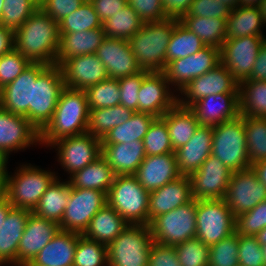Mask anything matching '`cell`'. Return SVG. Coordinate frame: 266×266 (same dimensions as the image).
Returning <instances> with one entry per match:
<instances>
[{
    "mask_svg": "<svg viewBox=\"0 0 266 266\" xmlns=\"http://www.w3.org/2000/svg\"><path fill=\"white\" fill-rule=\"evenodd\" d=\"M247 151L252 165L266 160V118L244 116Z\"/></svg>",
    "mask_w": 266,
    "mask_h": 266,
    "instance_id": "7bdbcfd3",
    "label": "cell"
},
{
    "mask_svg": "<svg viewBox=\"0 0 266 266\" xmlns=\"http://www.w3.org/2000/svg\"><path fill=\"white\" fill-rule=\"evenodd\" d=\"M213 142L211 154L217 157L230 171L250 168L244 116L212 127Z\"/></svg>",
    "mask_w": 266,
    "mask_h": 266,
    "instance_id": "8992f818",
    "label": "cell"
},
{
    "mask_svg": "<svg viewBox=\"0 0 266 266\" xmlns=\"http://www.w3.org/2000/svg\"><path fill=\"white\" fill-rule=\"evenodd\" d=\"M3 2L4 0H0V24H1V17H2Z\"/></svg>",
    "mask_w": 266,
    "mask_h": 266,
    "instance_id": "2a66077c",
    "label": "cell"
},
{
    "mask_svg": "<svg viewBox=\"0 0 266 266\" xmlns=\"http://www.w3.org/2000/svg\"><path fill=\"white\" fill-rule=\"evenodd\" d=\"M266 227V199L252 210L235 217V232L238 235L255 236Z\"/></svg>",
    "mask_w": 266,
    "mask_h": 266,
    "instance_id": "816d5d0a",
    "label": "cell"
},
{
    "mask_svg": "<svg viewBox=\"0 0 266 266\" xmlns=\"http://www.w3.org/2000/svg\"><path fill=\"white\" fill-rule=\"evenodd\" d=\"M34 1L40 5L44 0H34Z\"/></svg>",
    "mask_w": 266,
    "mask_h": 266,
    "instance_id": "b9fcfbb0",
    "label": "cell"
},
{
    "mask_svg": "<svg viewBox=\"0 0 266 266\" xmlns=\"http://www.w3.org/2000/svg\"><path fill=\"white\" fill-rule=\"evenodd\" d=\"M148 266H181L174 246L153 242L148 258Z\"/></svg>",
    "mask_w": 266,
    "mask_h": 266,
    "instance_id": "91938a15",
    "label": "cell"
},
{
    "mask_svg": "<svg viewBox=\"0 0 266 266\" xmlns=\"http://www.w3.org/2000/svg\"><path fill=\"white\" fill-rule=\"evenodd\" d=\"M14 49V31L0 24V57Z\"/></svg>",
    "mask_w": 266,
    "mask_h": 266,
    "instance_id": "e7e4bbea",
    "label": "cell"
},
{
    "mask_svg": "<svg viewBox=\"0 0 266 266\" xmlns=\"http://www.w3.org/2000/svg\"><path fill=\"white\" fill-rule=\"evenodd\" d=\"M94 7L100 21L103 23L118 11L123 9L128 0H89Z\"/></svg>",
    "mask_w": 266,
    "mask_h": 266,
    "instance_id": "94428289",
    "label": "cell"
},
{
    "mask_svg": "<svg viewBox=\"0 0 266 266\" xmlns=\"http://www.w3.org/2000/svg\"><path fill=\"white\" fill-rule=\"evenodd\" d=\"M6 198V182H0V202Z\"/></svg>",
    "mask_w": 266,
    "mask_h": 266,
    "instance_id": "753ad0ef",
    "label": "cell"
},
{
    "mask_svg": "<svg viewBox=\"0 0 266 266\" xmlns=\"http://www.w3.org/2000/svg\"><path fill=\"white\" fill-rule=\"evenodd\" d=\"M235 232V217L224 199L196 200V236L212 246Z\"/></svg>",
    "mask_w": 266,
    "mask_h": 266,
    "instance_id": "9c48e42d",
    "label": "cell"
},
{
    "mask_svg": "<svg viewBox=\"0 0 266 266\" xmlns=\"http://www.w3.org/2000/svg\"><path fill=\"white\" fill-rule=\"evenodd\" d=\"M193 199L191 182L188 176L181 175L150 192L148 207V225L157 216L170 212Z\"/></svg>",
    "mask_w": 266,
    "mask_h": 266,
    "instance_id": "484cf974",
    "label": "cell"
},
{
    "mask_svg": "<svg viewBox=\"0 0 266 266\" xmlns=\"http://www.w3.org/2000/svg\"><path fill=\"white\" fill-rule=\"evenodd\" d=\"M148 73V71L142 70L136 75H130L118 79L121 95L120 105H123L134 112H138V92L142 80Z\"/></svg>",
    "mask_w": 266,
    "mask_h": 266,
    "instance_id": "11a10c76",
    "label": "cell"
},
{
    "mask_svg": "<svg viewBox=\"0 0 266 266\" xmlns=\"http://www.w3.org/2000/svg\"><path fill=\"white\" fill-rule=\"evenodd\" d=\"M59 46V23L41 8L14 31V49L31 63L54 65Z\"/></svg>",
    "mask_w": 266,
    "mask_h": 266,
    "instance_id": "6da1fadb",
    "label": "cell"
},
{
    "mask_svg": "<svg viewBox=\"0 0 266 266\" xmlns=\"http://www.w3.org/2000/svg\"><path fill=\"white\" fill-rule=\"evenodd\" d=\"M8 158L0 153V182H6Z\"/></svg>",
    "mask_w": 266,
    "mask_h": 266,
    "instance_id": "a7ac6f4b",
    "label": "cell"
},
{
    "mask_svg": "<svg viewBox=\"0 0 266 266\" xmlns=\"http://www.w3.org/2000/svg\"><path fill=\"white\" fill-rule=\"evenodd\" d=\"M234 217L252 210L266 199V187L252 168L233 172L223 198Z\"/></svg>",
    "mask_w": 266,
    "mask_h": 266,
    "instance_id": "9a60e30c",
    "label": "cell"
},
{
    "mask_svg": "<svg viewBox=\"0 0 266 266\" xmlns=\"http://www.w3.org/2000/svg\"><path fill=\"white\" fill-rule=\"evenodd\" d=\"M39 8L34 0H4L1 25L16 31Z\"/></svg>",
    "mask_w": 266,
    "mask_h": 266,
    "instance_id": "7dc6e473",
    "label": "cell"
},
{
    "mask_svg": "<svg viewBox=\"0 0 266 266\" xmlns=\"http://www.w3.org/2000/svg\"><path fill=\"white\" fill-rule=\"evenodd\" d=\"M70 191V183L67 180L61 181L57 177L40 198L33 213L38 217L59 224L68 204Z\"/></svg>",
    "mask_w": 266,
    "mask_h": 266,
    "instance_id": "e575fe53",
    "label": "cell"
},
{
    "mask_svg": "<svg viewBox=\"0 0 266 266\" xmlns=\"http://www.w3.org/2000/svg\"><path fill=\"white\" fill-rule=\"evenodd\" d=\"M168 129L173 150L187 144L197 130L199 123L189 107L176 103L162 117Z\"/></svg>",
    "mask_w": 266,
    "mask_h": 266,
    "instance_id": "836d02e7",
    "label": "cell"
},
{
    "mask_svg": "<svg viewBox=\"0 0 266 266\" xmlns=\"http://www.w3.org/2000/svg\"><path fill=\"white\" fill-rule=\"evenodd\" d=\"M251 168L258 176L260 182L266 187V160L252 165Z\"/></svg>",
    "mask_w": 266,
    "mask_h": 266,
    "instance_id": "03108f58",
    "label": "cell"
},
{
    "mask_svg": "<svg viewBox=\"0 0 266 266\" xmlns=\"http://www.w3.org/2000/svg\"><path fill=\"white\" fill-rule=\"evenodd\" d=\"M80 235L59 230L27 266H73Z\"/></svg>",
    "mask_w": 266,
    "mask_h": 266,
    "instance_id": "f1b7e54d",
    "label": "cell"
},
{
    "mask_svg": "<svg viewBox=\"0 0 266 266\" xmlns=\"http://www.w3.org/2000/svg\"><path fill=\"white\" fill-rule=\"evenodd\" d=\"M143 145L146 156H157L174 152L166 122L161 117L156 118L150 125L147 133L144 135Z\"/></svg>",
    "mask_w": 266,
    "mask_h": 266,
    "instance_id": "c3c4849f",
    "label": "cell"
},
{
    "mask_svg": "<svg viewBox=\"0 0 266 266\" xmlns=\"http://www.w3.org/2000/svg\"><path fill=\"white\" fill-rule=\"evenodd\" d=\"M31 62L13 49L0 57V90L14 81Z\"/></svg>",
    "mask_w": 266,
    "mask_h": 266,
    "instance_id": "f5cc1de1",
    "label": "cell"
},
{
    "mask_svg": "<svg viewBox=\"0 0 266 266\" xmlns=\"http://www.w3.org/2000/svg\"><path fill=\"white\" fill-rule=\"evenodd\" d=\"M13 206L10 204L9 200L5 198L2 202H0V230L2 228V224L4 223V220L6 219L9 210Z\"/></svg>",
    "mask_w": 266,
    "mask_h": 266,
    "instance_id": "003e7915",
    "label": "cell"
},
{
    "mask_svg": "<svg viewBox=\"0 0 266 266\" xmlns=\"http://www.w3.org/2000/svg\"><path fill=\"white\" fill-rule=\"evenodd\" d=\"M60 230L54 221L29 215L17 252V266H27Z\"/></svg>",
    "mask_w": 266,
    "mask_h": 266,
    "instance_id": "603a6c76",
    "label": "cell"
},
{
    "mask_svg": "<svg viewBox=\"0 0 266 266\" xmlns=\"http://www.w3.org/2000/svg\"><path fill=\"white\" fill-rule=\"evenodd\" d=\"M149 195L134 175H117L107 193V204L129 225H148Z\"/></svg>",
    "mask_w": 266,
    "mask_h": 266,
    "instance_id": "5b68a950",
    "label": "cell"
},
{
    "mask_svg": "<svg viewBox=\"0 0 266 266\" xmlns=\"http://www.w3.org/2000/svg\"><path fill=\"white\" fill-rule=\"evenodd\" d=\"M179 93L181 96L177 95V103L183 107H190L209 95L239 93V83L228 69L219 63L205 74L189 81Z\"/></svg>",
    "mask_w": 266,
    "mask_h": 266,
    "instance_id": "5bb4252c",
    "label": "cell"
},
{
    "mask_svg": "<svg viewBox=\"0 0 266 266\" xmlns=\"http://www.w3.org/2000/svg\"><path fill=\"white\" fill-rule=\"evenodd\" d=\"M89 109H99L120 105V89L118 79L107 78L86 90Z\"/></svg>",
    "mask_w": 266,
    "mask_h": 266,
    "instance_id": "f6af8a7d",
    "label": "cell"
},
{
    "mask_svg": "<svg viewBox=\"0 0 266 266\" xmlns=\"http://www.w3.org/2000/svg\"><path fill=\"white\" fill-rule=\"evenodd\" d=\"M144 22L135 10L127 4L112 17L102 23L104 34L109 38L129 40L142 28Z\"/></svg>",
    "mask_w": 266,
    "mask_h": 266,
    "instance_id": "b9f144b4",
    "label": "cell"
},
{
    "mask_svg": "<svg viewBox=\"0 0 266 266\" xmlns=\"http://www.w3.org/2000/svg\"><path fill=\"white\" fill-rule=\"evenodd\" d=\"M255 237L257 238L261 246L266 245V227L263 228L260 232H258Z\"/></svg>",
    "mask_w": 266,
    "mask_h": 266,
    "instance_id": "2644e50d",
    "label": "cell"
},
{
    "mask_svg": "<svg viewBox=\"0 0 266 266\" xmlns=\"http://www.w3.org/2000/svg\"><path fill=\"white\" fill-rule=\"evenodd\" d=\"M133 114L134 111L123 105L90 109L87 132L102 140L112 128L123 124Z\"/></svg>",
    "mask_w": 266,
    "mask_h": 266,
    "instance_id": "74e56055",
    "label": "cell"
},
{
    "mask_svg": "<svg viewBox=\"0 0 266 266\" xmlns=\"http://www.w3.org/2000/svg\"><path fill=\"white\" fill-rule=\"evenodd\" d=\"M102 156L115 175H134L146 157L143 141L102 144Z\"/></svg>",
    "mask_w": 266,
    "mask_h": 266,
    "instance_id": "f546056e",
    "label": "cell"
},
{
    "mask_svg": "<svg viewBox=\"0 0 266 266\" xmlns=\"http://www.w3.org/2000/svg\"><path fill=\"white\" fill-rule=\"evenodd\" d=\"M265 36L226 39L220 48L221 63L240 84L249 79Z\"/></svg>",
    "mask_w": 266,
    "mask_h": 266,
    "instance_id": "7c38bea8",
    "label": "cell"
},
{
    "mask_svg": "<svg viewBox=\"0 0 266 266\" xmlns=\"http://www.w3.org/2000/svg\"><path fill=\"white\" fill-rule=\"evenodd\" d=\"M64 88L61 69L55 64L48 65L32 81V124L39 132L51 120Z\"/></svg>",
    "mask_w": 266,
    "mask_h": 266,
    "instance_id": "30bf717a",
    "label": "cell"
},
{
    "mask_svg": "<svg viewBox=\"0 0 266 266\" xmlns=\"http://www.w3.org/2000/svg\"><path fill=\"white\" fill-rule=\"evenodd\" d=\"M59 67L65 87L74 90H86L108 78L104 63L96 54L66 59Z\"/></svg>",
    "mask_w": 266,
    "mask_h": 266,
    "instance_id": "44dd1931",
    "label": "cell"
},
{
    "mask_svg": "<svg viewBox=\"0 0 266 266\" xmlns=\"http://www.w3.org/2000/svg\"><path fill=\"white\" fill-rule=\"evenodd\" d=\"M96 55L104 63L109 78L119 79L142 71L127 40L105 37Z\"/></svg>",
    "mask_w": 266,
    "mask_h": 266,
    "instance_id": "7402d4cb",
    "label": "cell"
},
{
    "mask_svg": "<svg viewBox=\"0 0 266 266\" xmlns=\"http://www.w3.org/2000/svg\"><path fill=\"white\" fill-rule=\"evenodd\" d=\"M241 116L266 118V81L246 79L239 84Z\"/></svg>",
    "mask_w": 266,
    "mask_h": 266,
    "instance_id": "ab89813d",
    "label": "cell"
},
{
    "mask_svg": "<svg viewBox=\"0 0 266 266\" xmlns=\"http://www.w3.org/2000/svg\"><path fill=\"white\" fill-rule=\"evenodd\" d=\"M50 147H57V161L70 175L83 169L102 155L101 139L94 137L89 132L59 139Z\"/></svg>",
    "mask_w": 266,
    "mask_h": 266,
    "instance_id": "4fadbf2b",
    "label": "cell"
},
{
    "mask_svg": "<svg viewBox=\"0 0 266 266\" xmlns=\"http://www.w3.org/2000/svg\"><path fill=\"white\" fill-rule=\"evenodd\" d=\"M219 63H221L220 49L205 46L191 56L170 62L165 67L164 74L169 84L180 91L189 81L205 74Z\"/></svg>",
    "mask_w": 266,
    "mask_h": 266,
    "instance_id": "e0dca14e",
    "label": "cell"
},
{
    "mask_svg": "<svg viewBox=\"0 0 266 266\" xmlns=\"http://www.w3.org/2000/svg\"><path fill=\"white\" fill-rule=\"evenodd\" d=\"M226 39L240 38L245 36H265L260 8L240 7L231 10L226 19Z\"/></svg>",
    "mask_w": 266,
    "mask_h": 266,
    "instance_id": "d590c367",
    "label": "cell"
},
{
    "mask_svg": "<svg viewBox=\"0 0 266 266\" xmlns=\"http://www.w3.org/2000/svg\"><path fill=\"white\" fill-rule=\"evenodd\" d=\"M26 209L12 207L0 230V266H17V252L29 215Z\"/></svg>",
    "mask_w": 266,
    "mask_h": 266,
    "instance_id": "83f0119b",
    "label": "cell"
},
{
    "mask_svg": "<svg viewBox=\"0 0 266 266\" xmlns=\"http://www.w3.org/2000/svg\"><path fill=\"white\" fill-rule=\"evenodd\" d=\"M115 176L113 169L101 155L83 169L69 175L68 182L74 188L93 189L107 194Z\"/></svg>",
    "mask_w": 266,
    "mask_h": 266,
    "instance_id": "d6a6232c",
    "label": "cell"
},
{
    "mask_svg": "<svg viewBox=\"0 0 266 266\" xmlns=\"http://www.w3.org/2000/svg\"><path fill=\"white\" fill-rule=\"evenodd\" d=\"M40 145L39 130L24 116L13 114L0 107V153L9 154Z\"/></svg>",
    "mask_w": 266,
    "mask_h": 266,
    "instance_id": "d6986e66",
    "label": "cell"
},
{
    "mask_svg": "<svg viewBox=\"0 0 266 266\" xmlns=\"http://www.w3.org/2000/svg\"><path fill=\"white\" fill-rule=\"evenodd\" d=\"M128 4L144 23L163 21L168 18L161 0H128Z\"/></svg>",
    "mask_w": 266,
    "mask_h": 266,
    "instance_id": "6f0895ef",
    "label": "cell"
},
{
    "mask_svg": "<svg viewBox=\"0 0 266 266\" xmlns=\"http://www.w3.org/2000/svg\"><path fill=\"white\" fill-rule=\"evenodd\" d=\"M105 37L103 28L60 33V46L55 65L59 66L64 60L75 56L96 54Z\"/></svg>",
    "mask_w": 266,
    "mask_h": 266,
    "instance_id": "4dcf8cb0",
    "label": "cell"
},
{
    "mask_svg": "<svg viewBox=\"0 0 266 266\" xmlns=\"http://www.w3.org/2000/svg\"><path fill=\"white\" fill-rule=\"evenodd\" d=\"M205 46L203 41L195 33L191 32L185 25L178 21L174 26L167 47L166 66L176 59L195 54Z\"/></svg>",
    "mask_w": 266,
    "mask_h": 266,
    "instance_id": "60d3db41",
    "label": "cell"
},
{
    "mask_svg": "<svg viewBox=\"0 0 266 266\" xmlns=\"http://www.w3.org/2000/svg\"><path fill=\"white\" fill-rule=\"evenodd\" d=\"M238 265V234L236 232L210 246L208 266Z\"/></svg>",
    "mask_w": 266,
    "mask_h": 266,
    "instance_id": "f907efd6",
    "label": "cell"
},
{
    "mask_svg": "<svg viewBox=\"0 0 266 266\" xmlns=\"http://www.w3.org/2000/svg\"><path fill=\"white\" fill-rule=\"evenodd\" d=\"M263 0H238L240 7H260Z\"/></svg>",
    "mask_w": 266,
    "mask_h": 266,
    "instance_id": "89a4df30",
    "label": "cell"
},
{
    "mask_svg": "<svg viewBox=\"0 0 266 266\" xmlns=\"http://www.w3.org/2000/svg\"><path fill=\"white\" fill-rule=\"evenodd\" d=\"M44 63H30L11 83L0 90V107L24 116L32 123V81L47 67Z\"/></svg>",
    "mask_w": 266,
    "mask_h": 266,
    "instance_id": "ac0fdd59",
    "label": "cell"
},
{
    "mask_svg": "<svg viewBox=\"0 0 266 266\" xmlns=\"http://www.w3.org/2000/svg\"><path fill=\"white\" fill-rule=\"evenodd\" d=\"M174 247L181 266H208L210 247L197 237Z\"/></svg>",
    "mask_w": 266,
    "mask_h": 266,
    "instance_id": "681fc988",
    "label": "cell"
},
{
    "mask_svg": "<svg viewBox=\"0 0 266 266\" xmlns=\"http://www.w3.org/2000/svg\"><path fill=\"white\" fill-rule=\"evenodd\" d=\"M212 142V126L199 125L187 144L174 151L179 173L189 176L196 172L211 155Z\"/></svg>",
    "mask_w": 266,
    "mask_h": 266,
    "instance_id": "4316f807",
    "label": "cell"
},
{
    "mask_svg": "<svg viewBox=\"0 0 266 266\" xmlns=\"http://www.w3.org/2000/svg\"><path fill=\"white\" fill-rule=\"evenodd\" d=\"M261 248H262V252H263L264 261L266 263V245L261 246Z\"/></svg>",
    "mask_w": 266,
    "mask_h": 266,
    "instance_id": "11e5206c",
    "label": "cell"
},
{
    "mask_svg": "<svg viewBox=\"0 0 266 266\" xmlns=\"http://www.w3.org/2000/svg\"><path fill=\"white\" fill-rule=\"evenodd\" d=\"M153 242L176 246L196 236V200L161 214L149 223Z\"/></svg>",
    "mask_w": 266,
    "mask_h": 266,
    "instance_id": "ba28073f",
    "label": "cell"
},
{
    "mask_svg": "<svg viewBox=\"0 0 266 266\" xmlns=\"http://www.w3.org/2000/svg\"><path fill=\"white\" fill-rule=\"evenodd\" d=\"M107 204V194L102 191L71 187L60 230L83 234L91 219Z\"/></svg>",
    "mask_w": 266,
    "mask_h": 266,
    "instance_id": "8fae6325",
    "label": "cell"
},
{
    "mask_svg": "<svg viewBox=\"0 0 266 266\" xmlns=\"http://www.w3.org/2000/svg\"><path fill=\"white\" fill-rule=\"evenodd\" d=\"M153 243L149 225H128L108 247V266H148Z\"/></svg>",
    "mask_w": 266,
    "mask_h": 266,
    "instance_id": "52a82bcc",
    "label": "cell"
},
{
    "mask_svg": "<svg viewBox=\"0 0 266 266\" xmlns=\"http://www.w3.org/2000/svg\"><path fill=\"white\" fill-rule=\"evenodd\" d=\"M232 173L217 157L209 155L200 168L188 176L193 199H223Z\"/></svg>",
    "mask_w": 266,
    "mask_h": 266,
    "instance_id": "2e32d148",
    "label": "cell"
},
{
    "mask_svg": "<svg viewBox=\"0 0 266 266\" xmlns=\"http://www.w3.org/2000/svg\"><path fill=\"white\" fill-rule=\"evenodd\" d=\"M199 125L215 126L240 116L239 93H221L199 99L189 107Z\"/></svg>",
    "mask_w": 266,
    "mask_h": 266,
    "instance_id": "cb8c5ba5",
    "label": "cell"
},
{
    "mask_svg": "<svg viewBox=\"0 0 266 266\" xmlns=\"http://www.w3.org/2000/svg\"><path fill=\"white\" fill-rule=\"evenodd\" d=\"M134 176L149 192L179 178L175 153L146 156Z\"/></svg>",
    "mask_w": 266,
    "mask_h": 266,
    "instance_id": "d4e9b609",
    "label": "cell"
},
{
    "mask_svg": "<svg viewBox=\"0 0 266 266\" xmlns=\"http://www.w3.org/2000/svg\"><path fill=\"white\" fill-rule=\"evenodd\" d=\"M93 28L103 27L102 22L89 0L84 1L78 10L59 22V33H73Z\"/></svg>",
    "mask_w": 266,
    "mask_h": 266,
    "instance_id": "ee69618b",
    "label": "cell"
},
{
    "mask_svg": "<svg viewBox=\"0 0 266 266\" xmlns=\"http://www.w3.org/2000/svg\"><path fill=\"white\" fill-rule=\"evenodd\" d=\"M249 79L253 81H266V41L257 54V59L252 67Z\"/></svg>",
    "mask_w": 266,
    "mask_h": 266,
    "instance_id": "be15d7a7",
    "label": "cell"
},
{
    "mask_svg": "<svg viewBox=\"0 0 266 266\" xmlns=\"http://www.w3.org/2000/svg\"><path fill=\"white\" fill-rule=\"evenodd\" d=\"M89 112L86 91L65 87L51 120L40 131V144L49 147L59 139L86 133Z\"/></svg>",
    "mask_w": 266,
    "mask_h": 266,
    "instance_id": "7a4b0ae2",
    "label": "cell"
},
{
    "mask_svg": "<svg viewBox=\"0 0 266 266\" xmlns=\"http://www.w3.org/2000/svg\"><path fill=\"white\" fill-rule=\"evenodd\" d=\"M238 262L240 266H266L261 245L255 236L238 235Z\"/></svg>",
    "mask_w": 266,
    "mask_h": 266,
    "instance_id": "db71d44e",
    "label": "cell"
},
{
    "mask_svg": "<svg viewBox=\"0 0 266 266\" xmlns=\"http://www.w3.org/2000/svg\"><path fill=\"white\" fill-rule=\"evenodd\" d=\"M73 266H108V247L80 235Z\"/></svg>",
    "mask_w": 266,
    "mask_h": 266,
    "instance_id": "bcb514c9",
    "label": "cell"
},
{
    "mask_svg": "<svg viewBox=\"0 0 266 266\" xmlns=\"http://www.w3.org/2000/svg\"><path fill=\"white\" fill-rule=\"evenodd\" d=\"M14 175L6 174V198L15 208L31 212L37 207L47 188L58 177L55 172L22 164Z\"/></svg>",
    "mask_w": 266,
    "mask_h": 266,
    "instance_id": "277c9868",
    "label": "cell"
},
{
    "mask_svg": "<svg viewBox=\"0 0 266 266\" xmlns=\"http://www.w3.org/2000/svg\"><path fill=\"white\" fill-rule=\"evenodd\" d=\"M231 9L220 0H192L188 12L183 17L199 16L203 18L227 19Z\"/></svg>",
    "mask_w": 266,
    "mask_h": 266,
    "instance_id": "9f6ffc18",
    "label": "cell"
},
{
    "mask_svg": "<svg viewBox=\"0 0 266 266\" xmlns=\"http://www.w3.org/2000/svg\"><path fill=\"white\" fill-rule=\"evenodd\" d=\"M178 19L167 18L146 22L129 40V46L138 66L148 72H164L166 51Z\"/></svg>",
    "mask_w": 266,
    "mask_h": 266,
    "instance_id": "3957f363",
    "label": "cell"
},
{
    "mask_svg": "<svg viewBox=\"0 0 266 266\" xmlns=\"http://www.w3.org/2000/svg\"><path fill=\"white\" fill-rule=\"evenodd\" d=\"M157 117L142 113L134 112L132 117L123 124L112 128L101 140L102 144H119L129 143L132 141H143L150 125Z\"/></svg>",
    "mask_w": 266,
    "mask_h": 266,
    "instance_id": "8d00e7d4",
    "label": "cell"
},
{
    "mask_svg": "<svg viewBox=\"0 0 266 266\" xmlns=\"http://www.w3.org/2000/svg\"><path fill=\"white\" fill-rule=\"evenodd\" d=\"M128 225L111 206L106 204L91 219L82 235L108 246Z\"/></svg>",
    "mask_w": 266,
    "mask_h": 266,
    "instance_id": "1f68e13d",
    "label": "cell"
},
{
    "mask_svg": "<svg viewBox=\"0 0 266 266\" xmlns=\"http://www.w3.org/2000/svg\"><path fill=\"white\" fill-rule=\"evenodd\" d=\"M259 8H260V11H261L263 22L266 25V0L262 1V3H261Z\"/></svg>",
    "mask_w": 266,
    "mask_h": 266,
    "instance_id": "34e18365",
    "label": "cell"
},
{
    "mask_svg": "<svg viewBox=\"0 0 266 266\" xmlns=\"http://www.w3.org/2000/svg\"><path fill=\"white\" fill-rule=\"evenodd\" d=\"M86 0H44L40 8L56 22L78 10Z\"/></svg>",
    "mask_w": 266,
    "mask_h": 266,
    "instance_id": "680465c9",
    "label": "cell"
},
{
    "mask_svg": "<svg viewBox=\"0 0 266 266\" xmlns=\"http://www.w3.org/2000/svg\"><path fill=\"white\" fill-rule=\"evenodd\" d=\"M168 18L180 20L187 14L192 0H161Z\"/></svg>",
    "mask_w": 266,
    "mask_h": 266,
    "instance_id": "6125c7cd",
    "label": "cell"
},
{
    "mask_svg": "<svg viewBox=\"0 0 266 266\" xmlns=\"http://www.w3.org/2000/svg\"><path fill=\"white\" fill-rule=\"evenodd\" d=\"M226 6H228L231 10L237 8L239 6L238 0H220Z\"/></svg>",
    "mask_w": 266,
    "mask_h": 266,
    "instance_id": "8c879c8a",
    "label": "cell"
},
{
    "mask_svg": "<svg viewBox=\"0 0 266 266\" xmlns=\"http://www.w3.org/2000/svg\"><path fill=\"white\" fill-rule=\"evenodd\" d=\"M164 72H149L140 85L138 112L162 117L177 103Z\"/></svg>",
    "mask_w": 266,
    "mask_h": 266,
    "instance_id": "ffe728a7",
    "label": "cell"
},
{
    "mask_svg": "<svg viewBox=\"0 0 266 266\" xmlns=\"http://www.w3.org/2000/svg\"><path fill=\"white\" fill-rule=\"evenodd\" d=\"M179 21L195 33L206 46L220 49L226 40V19L194 16L182 17Z\"/></svg>",
    "mask_w": 266,
    "mask_h": 266,
    "instance_id": "f35d334b",
    "label": "cell"
}]
</instances>
